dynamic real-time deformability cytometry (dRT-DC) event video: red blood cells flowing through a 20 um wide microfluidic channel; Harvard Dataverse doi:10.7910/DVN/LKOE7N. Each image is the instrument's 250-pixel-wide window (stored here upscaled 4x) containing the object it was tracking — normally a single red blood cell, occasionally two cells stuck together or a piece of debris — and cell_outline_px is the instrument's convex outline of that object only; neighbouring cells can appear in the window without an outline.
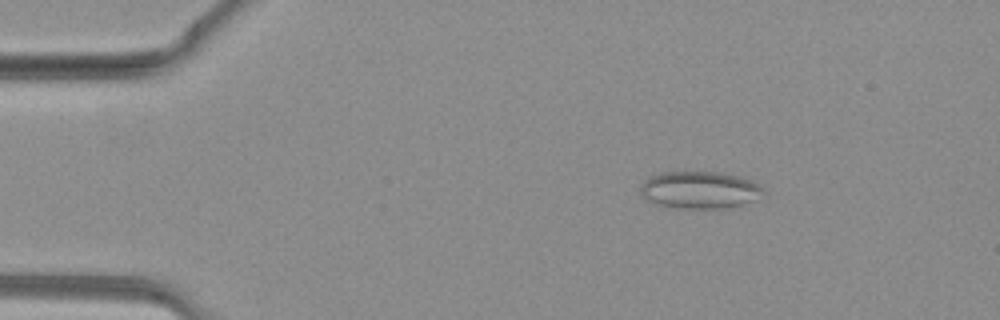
{"species": "common noctule bat (a hibernating species)", "species_latin": "Nyctalus noctula", "temperature_condition": "warm", "stored_images_in_passage": 34, "camera_frame_rate_fps": 3000, "um_per_image_px": 0.085, "animal": {"sex": "female", "body_mass_g": 19.3, "forearm_length_mm": 54.1}, "frame": {"image": 1, "passage_image": 2, "time_ms": 0.333, "image_size_px": [1000, 320], "cell_outline_px": [[768, 196], [756, 200], [724, 208], [660, 208], [640, 196], [640, 184], [648, 176], [660, 172], [720, 172], [740, 176], [752, 180], [764, 188]], "centroid_in_image_um": [59.45, 16.15], "position_along_channel_um": 25.5, "area_um2": 27.57}}
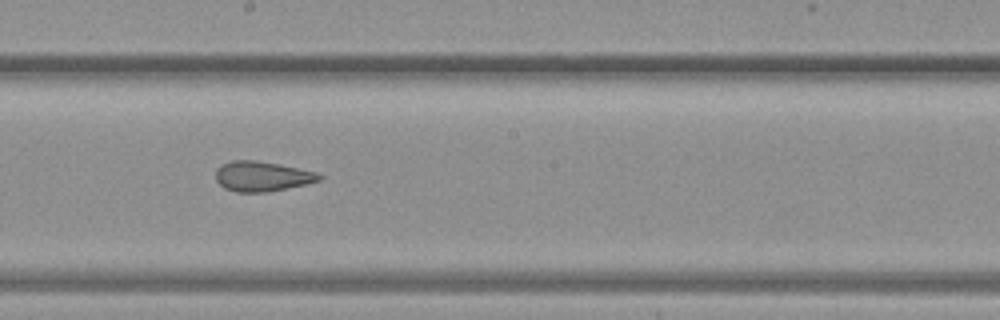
{"frame": {"image": 2, "passage_image": 17, "time_ms": 5.333, "image_size_px": [1000, 320], "cell_outline_px": [[324, 176], [320, 180], [308, 184], [268, 192], [236, 192], [224, 188], [216, 180], [216, 168], [232, 160], [256, 160], [280, 164], [316, 172]], "centroid_in_image_um": [22.29, 14.99], "position_along_channel_um": 225.9, "area_um2": 18.21}}
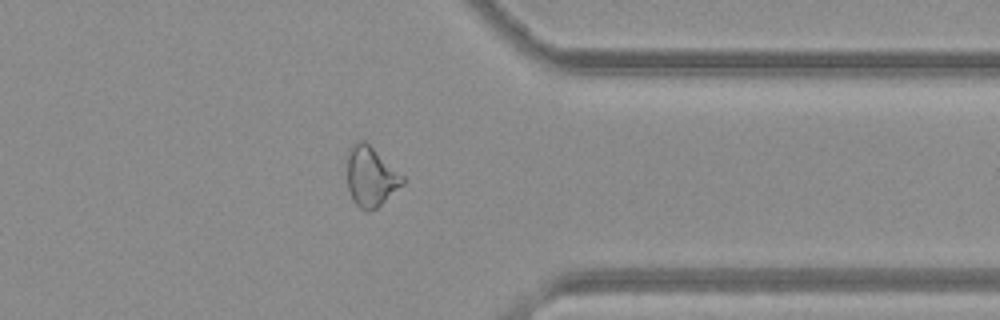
{"frame": {"image": 3, "passage_image": 26, "time_ms": 8.333, "image_size_px": [1000, 320], "cell_outline_px": [[404, 184], [376, 208], [368, 212], [360, 208], [352, 200], [348, 188], [348, 148], [356, 140], [364, 140], [404, 176]], "centroid_in_image_um": [31.51, 15.01], "position_along_channel_um": 379.9, "area_um2": 19.25}}